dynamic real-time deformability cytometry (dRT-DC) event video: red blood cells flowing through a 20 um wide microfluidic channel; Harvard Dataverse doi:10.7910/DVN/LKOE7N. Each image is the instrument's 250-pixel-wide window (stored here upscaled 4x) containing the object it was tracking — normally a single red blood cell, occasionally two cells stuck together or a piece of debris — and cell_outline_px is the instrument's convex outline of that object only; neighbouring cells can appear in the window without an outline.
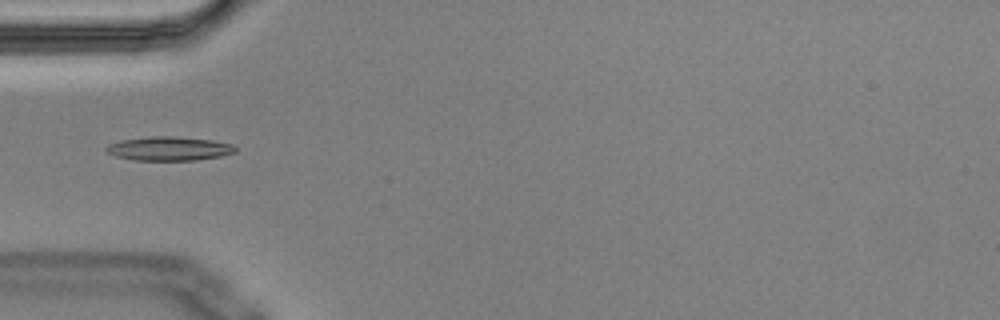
{"species": "Egyptian fruit bat (a non-hibernating species)", "species_latin": "Rousettus aegyptiacus", "temperature_condition": "cold", "stored_images_in_passage": 3, "camera_frame_rate_fps": 3000, "um_per_image_px": 0.085, "animal": {"sex": "male"}, "frame": {"image": 1, "passage_image": 2, "time_ms": 0.333, "image_size_px": [1000, 320], "cell_outline_px": [[236, 152], [220, 156], [196, 160], [132, 160], [116, 156], [108, 152], [104, 148], [108, 144], [120, 140], [148, 136], [176, 136], [212, 140], [232, 144], [236, 148]], "centroid_in_image_um": [14.35, 12.62], "position_along_channel_um": 70.6, "area_um2": 18.09}}